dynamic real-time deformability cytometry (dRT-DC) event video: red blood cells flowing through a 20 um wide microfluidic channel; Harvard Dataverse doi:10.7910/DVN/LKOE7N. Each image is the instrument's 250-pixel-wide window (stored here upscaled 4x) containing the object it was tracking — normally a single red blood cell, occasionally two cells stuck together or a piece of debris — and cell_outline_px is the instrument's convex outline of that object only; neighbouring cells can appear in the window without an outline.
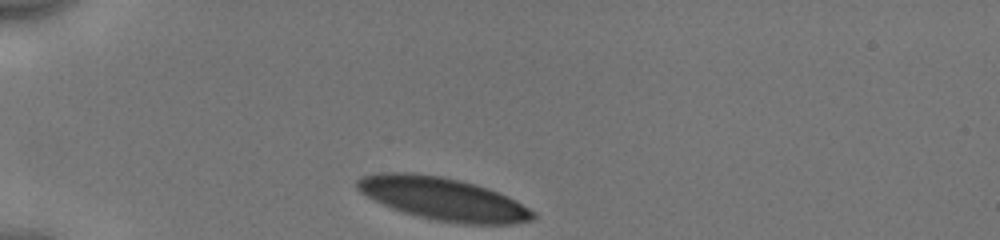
{"species": "human", "species_latin": "Homo sapiens", "temperature_condition": "cold", "stored_images_in_passage": 31, "camera_frame_rate_fps": 3000, "um_per_image_px": 0.085, "donor": {"sex": "male"}, "frame": {"image": 1, "passage_image": 1, "time_ms": 0.0, "image_size_px": [1000, 240], "cell_outline_px": [[536, 216], [532, 220], [516, 224], [464, 224], [436, 220], [404, 212], [392, 208], [360, 192], [356, 188], [356, 180], [360, 176], [376, 172], [412, 172], [440, 176], [460, 180], [476, 184], [488, 188], [508, 196], [516, 200], [536, 212]], "centroid_in_image_um": [37.68, 16.89], "position_along_channel_um": 47.3, "area_um2": 43.87}}
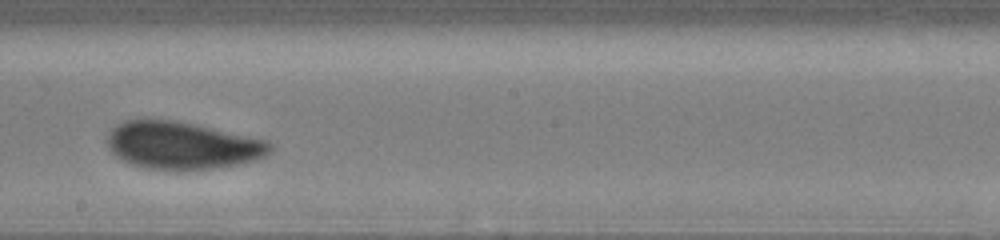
{"frame": {"image": 2, "passage_image": 18, "time_ms": 5.667, "image_size_px": [1000, 240], "cell_outline_px": [[272, 148], [264, 156], [256, 160], [240, 164], [216, 168], [144, 168], [120, 160], [112, 152], [108, 144], [108, 136], [112, 128], [116, 124], [124, 120], [144, 116], [172, 120], [192, 124], [268, 140], [272, 144]], "centroid_in_image_um": [15.44, 12.31], "position_along_channel_um": 232.8, "area_um2": 44.91}}
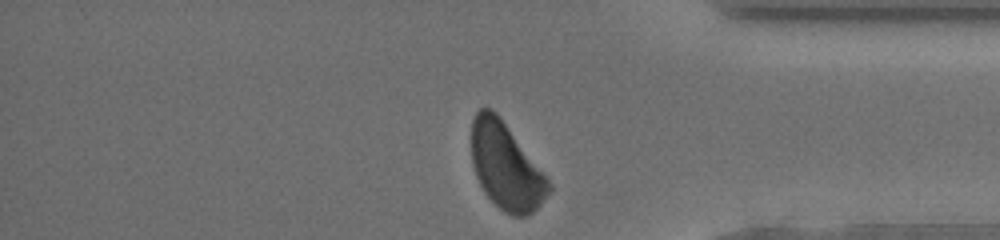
{"frame": {"image": 3, "passage_image": 31, "time_ms": 10.0, "image_size_px": [1000, 240], "cell_outline_px": [[552, 188], [540, 204], [528, 216], [512, 216], [504, 212], [484, 192], [476, 176], [472, 164], [472, 120], [476, 112], [480, 108], [492, 108], [500, 116], [548, 176], [552, 184]], "centroid_in_image_um": [43.03, 14.12], "position_along_channel_um": 392.2, "area_um2": 39.07}, "authors_computed_cell_mechanics": {"area_um2": 44.5638, "velocity_mm_per_s": 3.9097, "shape_relaxation_time_tau1_ms": 2.3817, "shape_relaxation_time_tau2_ms": null, "deformation_change_tau1": 0.1067, "deformation_change_tau2": null}}